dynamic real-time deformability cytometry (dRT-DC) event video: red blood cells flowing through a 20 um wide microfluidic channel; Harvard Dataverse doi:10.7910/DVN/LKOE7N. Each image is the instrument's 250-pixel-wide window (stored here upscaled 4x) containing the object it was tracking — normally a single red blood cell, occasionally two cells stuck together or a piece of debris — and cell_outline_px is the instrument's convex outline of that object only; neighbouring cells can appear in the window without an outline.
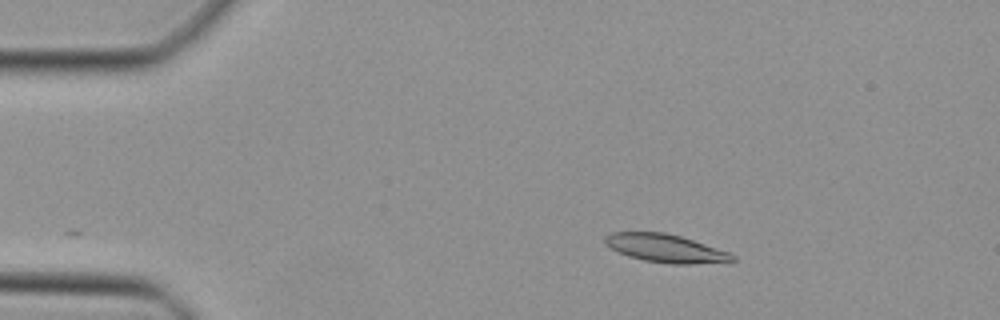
{"species": "Egyptian fruit bat (a non-hibernating species)", "species_latin": "Rousettus aegyptiacus", "temperature_condition": "cold", "stored_images_in_passage": 40, "camera_frame_rate_fps": 3000, "um_per_image_px": 0.085, "animal": {"sex": "female"}, "frame": {"image": 1, "passage_image": 1, "time_ms": 0.0, "image_size_px": [1000, 320], "cell_outline_px": [[736, 260], [728, 264], [672, 264], [644, 260], [628, 256], [604, 244], [604, 236], [612, 232], [664, 232], [680, 236], [728, 252], [736, 256]], "centroid_in_image_um": [56.64, 21.13], "position_along_channel_um": 28.4, "area_um2": 21.1}}
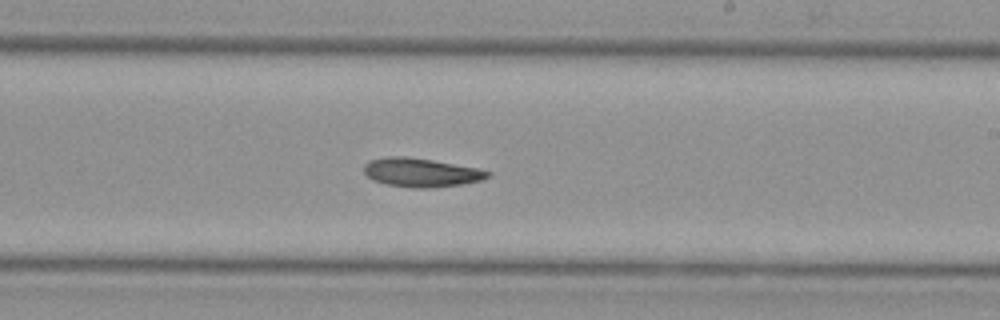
{"frame": {"image": 2, "passage_image": 21, "time_ms": 6.667, "image_size_px": [1000, 320], "cell_outline_px": [[492, 176], [480, 180], [460, 184], [428, 188], [412, 188], [384, 184], [372, 180], [364, 172], [364, 164], [368, 160], [388, 156], [404, 156], [432, 160], [476, 168], [492, 172]], "centroid_in_image_um": [35.75, 14.66], "position_along_channel_um": 253.3, "area_um2": 20.75}}
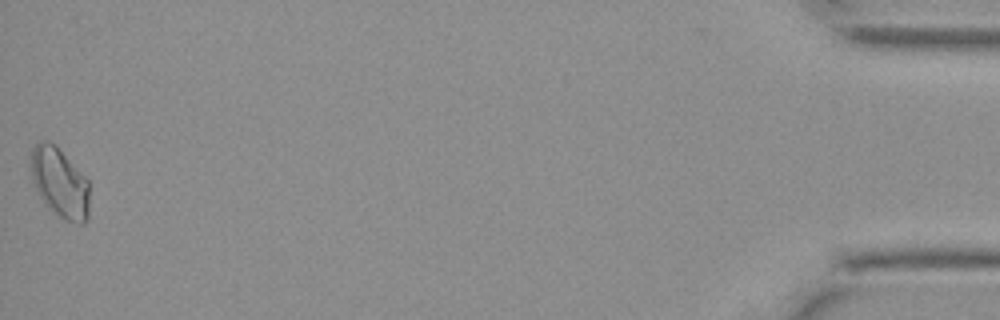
{"frame": {"image": 3, "passage_image": 40, "time_ms": 13.0, "image_size_px": [1000, 320], "cell_outline_px": [[88, 220], [84, 224], [80, 224], [64, 220], [48, 208], [44, 204], [32, 180], [32, 148], [40, 140], [48, 140], [56, 144], [88, 180]], "centroid_in_image_um": [5.09, 15.53], "position_along_channel_um": 430.1, "area_um2": 23.81}}